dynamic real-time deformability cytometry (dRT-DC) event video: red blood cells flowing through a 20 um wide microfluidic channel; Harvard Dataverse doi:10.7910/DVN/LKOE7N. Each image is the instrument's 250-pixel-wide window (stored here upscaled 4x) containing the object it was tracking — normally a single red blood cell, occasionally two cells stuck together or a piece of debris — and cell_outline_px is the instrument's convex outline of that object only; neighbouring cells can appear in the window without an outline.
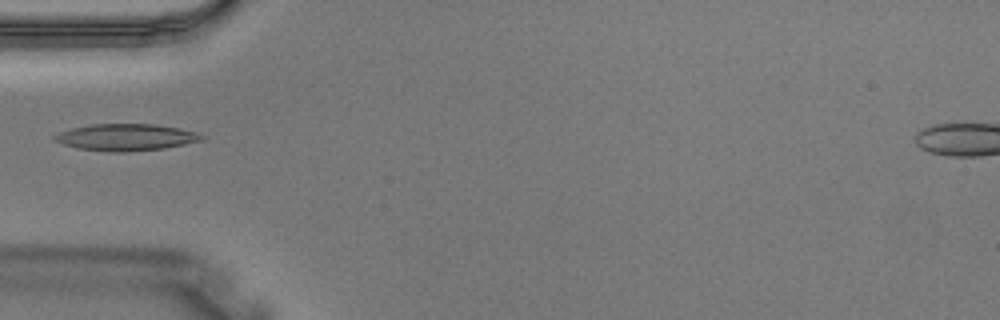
{"species": "Egyptian fruit bat (a non-hibernating species)", "species_latin": "Rousettus aegyptiacus", "temperature_condition": "warm", "stored_images_in_passage": 3, "camera_frame_rate_fps": 3000, "um_per_image_px": 0.085, "animal": {"sex": "male"}, "frame": {"image": 1, "passage_image": 3, "time_ms": 0.667, "image_size_px": [1000, 320], "cell_outline_px": [[204, 140], [164, 148], [124, 152], [108, 152], [76, 148], [52, 140], [52, 136], [60, 132], [72, 128], [92, 124], [156, 124], [180, 128], [196, 132], [204, 136]], "centroid_in_image_um": [10.69, 11.67], "position_along_channel_um": 74.3, "area_um2": 23.0}}